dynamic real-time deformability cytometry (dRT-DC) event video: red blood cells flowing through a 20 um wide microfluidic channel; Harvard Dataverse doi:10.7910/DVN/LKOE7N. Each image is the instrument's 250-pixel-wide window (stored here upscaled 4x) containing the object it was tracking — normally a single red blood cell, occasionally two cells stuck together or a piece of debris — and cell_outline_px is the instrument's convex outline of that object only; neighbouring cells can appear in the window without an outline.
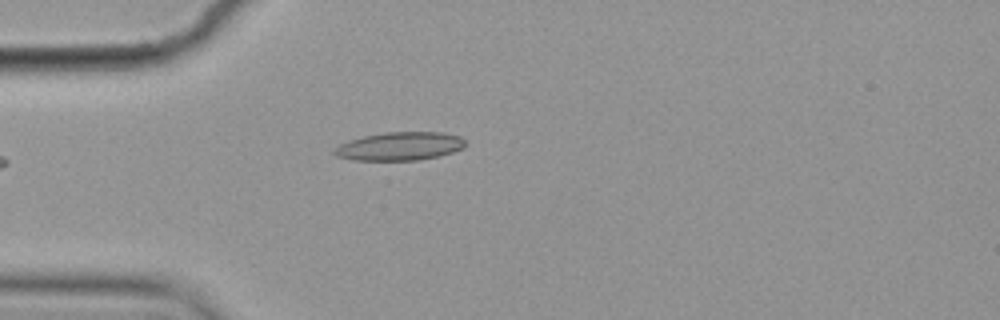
{"species": "common noctule bat (a hibernating species)", "species_latin": "Nyctalus noctula", "temperature_condition": "cold", "stored_images_in_passage": 7, "camera_frame_rate_fps": 3000, "um_per_image_px": 0.085, "animal": {"sex": "female", "body_mass_g": 19.9}, "frame": {"image": 1, "passage_image": 1, "time_ms": 0.0, "image_size_px": [1000, 320], "cell_outline_px": [[464, 148], [452, 152], [436, 156], [416, 160], [352, 160], [336, 156], [332, 152], [332, 148], [348, 140], [364, 136], [384, 132], [444, 132], [460, 136], [464, 140]], "centroid_in_image_um": [33.93, 12.42], "position_along_channel_um": 51.1, "area_um2": 21.68}}
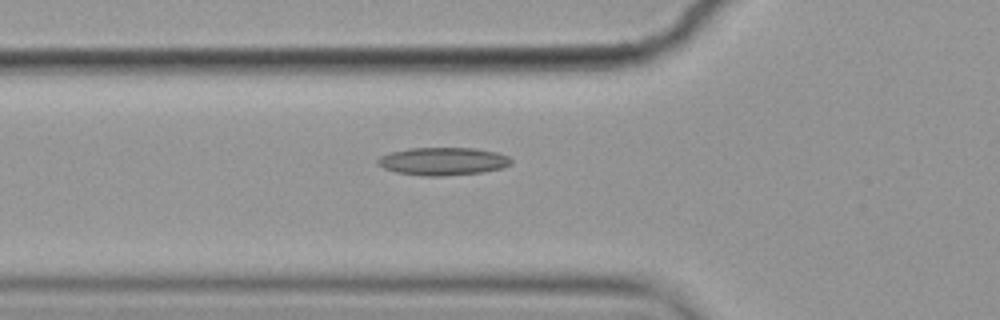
{"frame": {"image": 2, "passage_image": 5, "time_ms": 1.333, "image_size_px": [1000, 320], "cell_outline_px": [[512, 164], [500, 168], [480, 172], [440, 176], [428, 176], [396, 172], [384, 168], [376, 164], [376, 160], [380, 156], [392, 152], [412, 148], [476, 148], [496, 152], [508, 156], [512, 160]], "centroid_in_image_um": [37.64, 13.7], "position_along_channel_um": 88.2, "area_um2": 21.44}}